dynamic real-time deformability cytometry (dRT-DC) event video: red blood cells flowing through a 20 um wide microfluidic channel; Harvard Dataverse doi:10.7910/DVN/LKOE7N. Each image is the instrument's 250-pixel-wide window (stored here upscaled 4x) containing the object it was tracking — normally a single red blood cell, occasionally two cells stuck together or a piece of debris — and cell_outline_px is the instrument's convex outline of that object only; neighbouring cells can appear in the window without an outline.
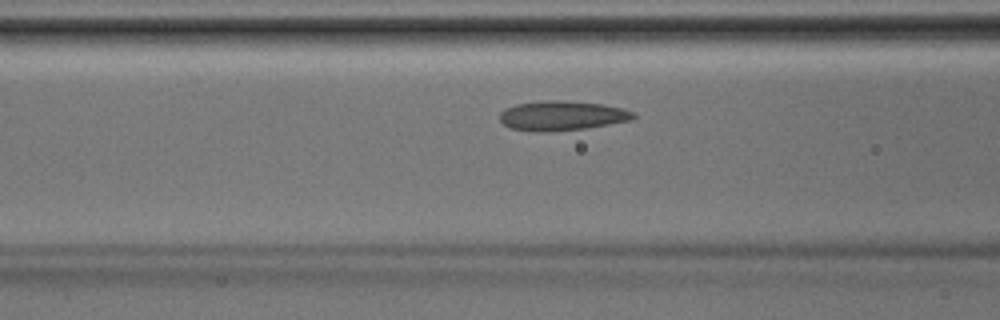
{"species": "Egyptian fruit bat (a non-hibernating species)", "species_latin": "Rousettus aegyptiacus", "temperature_condition": "room temperature", "stored_images_in_passage": 27, "camera_frame_rate_fps": 3000, "um_per_image_px": 0.085, "animal": {"sex": "male"}, "frame": {"image": 1, "passage_image": 9, "time_ms": 2.667, "image_size_px": [1000, 320], "cell_outline_px": [[636, 116], [632, 120], [584, 128], [544, 132], [532, 132], [508, 128], [500, 120], [500, 112], [504, 108], [516, 104], [544, 100], [556, 100], [600, 104], [620, 108], [636, 112]], "centroid_in_image_um": [47.71, 9.84], "position_along_channel_um": 118.9, "area_um2": 23.0}}
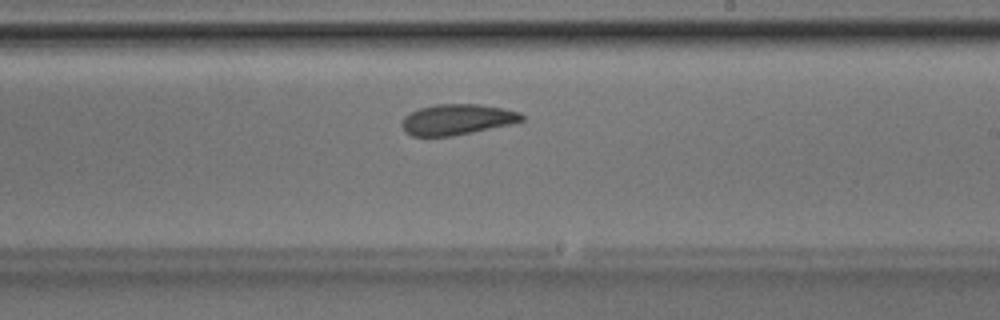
{"frame": {"image": 2, "passage_image": 17, "time_ms": 5.333, "image_size_px": [1000, 320], "cell_outline_px": [[524, 120], [512, 124], [452, 136], [412, 136], [404, 132], [400, 124], [404, 116], [408, 112], [420, 108], [436, 104], [480, 104], [520, 112], [524, 116]], "centroid_in_image_um": [38.81, 10.16], "position_along_channel_um": 250.2, "area_um2": 21.56}}
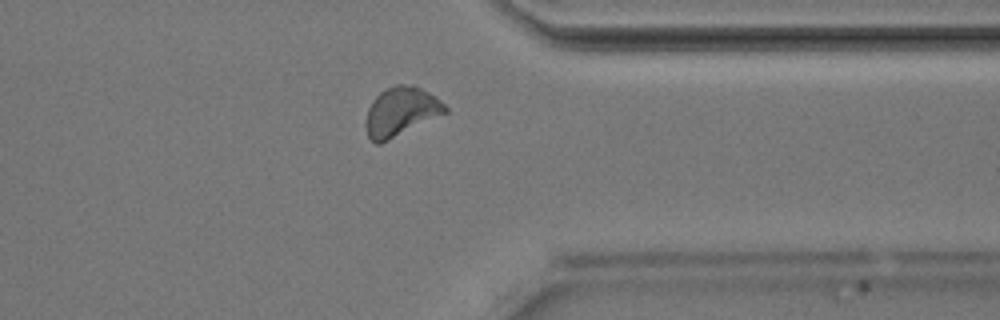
{"frame": {"image": 3, "passage_image": 25, "time_ms": 8.0, "image_size_px": [1000, 320], "cell_outline_px": [[448, 112], [380, 144], [376, 144], [368, 136], [364, 124], [368, 108], [372, 100], [380, 92], [396, 84], [412, 84], [436, 96], [448, 108]], "centroid_in_image_um": [34.06, 9.48], "position_along_channel_um": 377.3, "area_um2": 22.66}}